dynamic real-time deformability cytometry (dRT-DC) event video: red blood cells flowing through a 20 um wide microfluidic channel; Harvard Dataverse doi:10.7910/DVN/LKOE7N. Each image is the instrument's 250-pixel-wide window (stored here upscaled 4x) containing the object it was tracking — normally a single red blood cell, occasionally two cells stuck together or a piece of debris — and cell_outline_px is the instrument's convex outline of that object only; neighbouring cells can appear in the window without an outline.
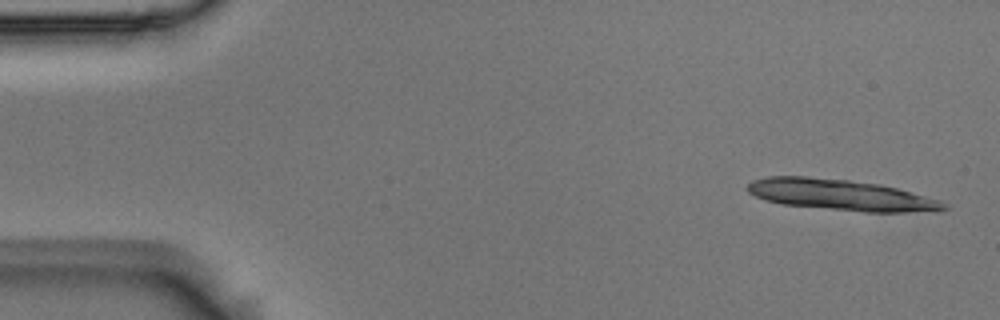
{"species": "Egyptian fruit bat (a non-hibernating species)", "species_latin": "Rousettus aegyptiacus", "temperature_condition": "room temperature", "stored_images_in_passage": 12, "camera_frame_rate_fps": 3000, "um_per_image_px": 0.085, "animal": {"sex": "male"}, "frame": {"image": 1, "passage_image": 1, "time_ms": 0.0, "image_size_px": [1000, 320], "cell_outline_px": [[948, 208], [904, 212], [864, 212], [784, 204], [764, 200], [748, 192], [748, 184], [752, 180], [768, 176], [804, 176], [848, 180], [880, 184], [896, 188], [940, 200], [948, 204]], "centroid_in_image_um": [71.42, 16.56], "position_along_channel_um": 13.6, "area_um2": 34.97}}